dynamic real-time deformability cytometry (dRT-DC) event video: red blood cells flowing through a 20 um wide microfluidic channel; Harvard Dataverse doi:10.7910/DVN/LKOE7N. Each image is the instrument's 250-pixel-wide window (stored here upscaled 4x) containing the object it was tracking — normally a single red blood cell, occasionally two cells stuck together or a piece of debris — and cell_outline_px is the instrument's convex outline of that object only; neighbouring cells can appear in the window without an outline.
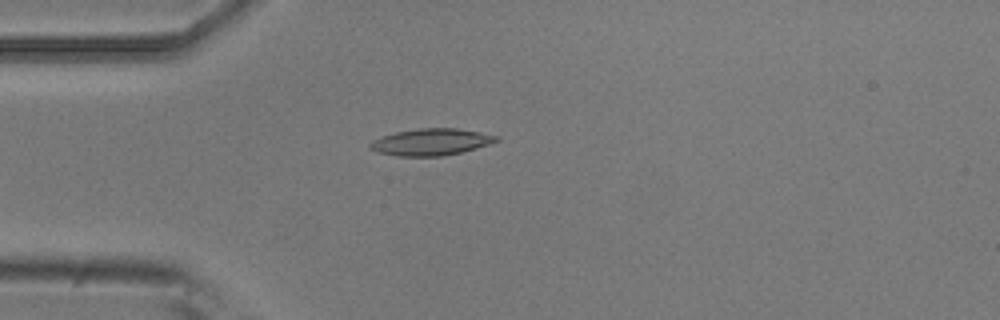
{"species": "common noctule bat (a hibernating species)", "species_latin": "Nyctalus noctula", "temperature_condition": "room temperature", "stored_images_in_passage": 5, "camera_frame_rate_fps": 3000, "um_per_image_px": 0.085, "animal": {"sex": "male", "body_mass_g": 20.5, "forearm_length_mm": 52.5}, "frame": {"image": 1, "passage_image": 5, "time_ms": 1.333, "image_size_px": [1000, 320], "cell_outline_px": [[500, 140], [488, 144], [460, 152], [444, 156], [396, 156], [376, 152], [368, 148], [368, 144], [372, 140], [396, 132], [420, 128], [456, 128], [480, 132], [500, 136]], "centroid_in_image_um": [36.61, 12.07], "position_along_channel_um": 48.4, "area_um2": 19.65}}